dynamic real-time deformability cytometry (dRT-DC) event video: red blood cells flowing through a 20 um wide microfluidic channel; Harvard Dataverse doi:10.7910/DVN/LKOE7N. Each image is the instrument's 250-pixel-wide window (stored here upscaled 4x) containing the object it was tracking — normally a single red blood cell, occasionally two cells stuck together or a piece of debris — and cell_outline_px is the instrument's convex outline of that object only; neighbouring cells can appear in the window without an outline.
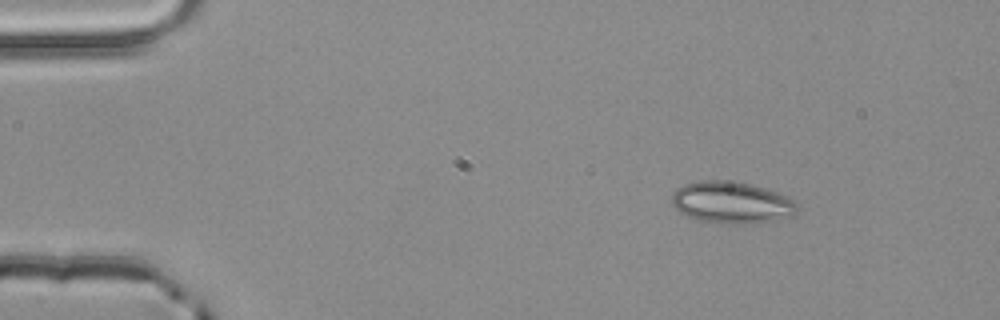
{"species": "common noctule bat (a hibernating species)", "species_latin": "Nyctalus noctula", "temperature_condition": "room temperature", "stored_images_in_passage": 5, "segment_of_instrument_passage": [2, 2], "camera_frame_rate_fps": 3000, "um_per_image_px": 0.085, "animal": {"sex": "male", "body_mass_g": 20.4}, "frame": {"image": 1, "passage_image": 5, "time_ms": 1.333, "image_size_px": [1000, 320], "cell_outline_px": [[800, 208], [792, 216], [776, 220], [744, 224], [724, 224], [700, 220], [688, 216], [680, 212], [672, 204], [672, 192], [676, 188], [684, 184], [700, 180], [720, 180], [748, 184], [764, 188], [776, 192], [796, 200], [800, 204]], "centroid_in_image_um": [62.21, 17.22], "position_along_channel_um": 22.8, "area_um2": 30.69}}